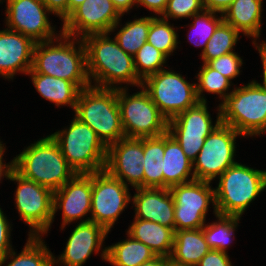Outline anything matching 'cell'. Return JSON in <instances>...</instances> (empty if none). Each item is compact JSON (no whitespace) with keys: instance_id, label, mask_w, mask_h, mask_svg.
<instances>
[{"instance_id":"1","label":"cell","mask_w":266,"mask_h":266,"mask_svg":"<svg viewBox=\"0 0 266 266\" xmlns=\"http://www.w3.org/2000/svg\"><path fill=\"white\" fill-rule=\"evenodd\" d=\"M110 35L90 34L82 38L91 86L109 89L142 86V80L136 74L134 57Z\"/></svg>"},{"instance_id":"2","label":"cell","mask_w":266,"mask_h":266,"mask_svg":"<svg viewBox=\"0 0 266 266\" xmlns=\"http://www.w3.org/2000/svg\"><path fill=\"white\" fill-rule=\"evenodd\" d=\"M31 69L73 82L80 90L91 86L82 38L61 33L53 40L36 42Z\"/></svg>"},{"instance_id":"3","label":"cell","mask_w":266,"mask_h":266,"mask_svg":"<svg viewBox=\"0 0 266 266\" xmlns=\"http://www.w3.org/2000/svg\"><path fill=\"white\" fill-rule=\"evenodd\" d=\"M11 167L22 177L52 192L76 174L50 134L26 145L22 152L11 159Z\"/></svg>"},{"instance_id":"4","label":"cell","mask_w":266,"mask_h":266,"mask_svg":"<svg viewBox=\"0 0 266 266\" xmlns=\"http://www.w3.org/2000/svg\"><path fill=\"white\" fill-rule=\"evenodd\" d=\"M235 86L221 103V123L229 125L244 139L266 134V87L256 79Z\"/></svg>"},{"instance_id":"5","label":"cell","mask_w":266,"mask_h":266,"mask_svg":"<svg viewBox=\"0 0 266 266\" xmlns=\"http://www.w3.org/2000/svg\"><path fill=\"white\" fill-rule=\"evenodd\" d=\"M214 188L219 215L243 217L251 203L266 191V169L236 162L217 178Z\"/></svg>"},{"instance_id":"6","label":"cell","mask_w":266,"mask_h":266,"mask_svg":"<svg viewBox=\"0 0 266 266\" xmlns=\"http://www.w3.org/2000/svg\"><path fill=\"white\" fill-rule=\"evenodd\" d=\"M73 113L94 130L106 147L125 137L117 89L90 86L80 90Z\"/></svg>"},{"instance_id":"7","label":"cell","mask_w":266,"mask_h":266,"mask_svg":"<svg viewBox=\"0 0 266 266\" xmlns=\"http://www.w3.org/2000/svg\"><path fill=\"white\" fill-rule=\"evenodd\" d=\"M50 135L75 173L89 174L105 169L107 147L90 126L74 115L68 126Z\"/></svg>"},{"instance_id":"8","label":"cell","mask_w":266,"mask_h":266,"mask_svg":"<svg viewBox=\"0 0 266 266\" xmlns=\"http://www.w3.org/2000/svg\"><path fill=\"white\" fill-rule=\"evenodd\" d=\"M5 179L17 183L13 203L20 220L29 227L27 236L47 237L53 221V192L22 177L12 167Z\"/></svg>"},{"instance_id":"9","label":"cell","mask_w":266,"mask_h":266,"mask_svg":"<svg viewBox=\"0 0 266 266\" xmlns=\"http://www.w3.org/2000/svg\"><path fill=\"white\" fill-rule=\"evenodd\" d=\"M130 94L129 88H117L121 124L128 138L156 137L165 134L168 120L161 114L148 92L142 87Z\"/></svg>"},{"instance_id":"10","label":"cell","mask_w":266,"mask_h":266,"mask_svg":"<svg viewBox=\"0 0 266 266\" xmlns=\"http://www.w3.org/2000/svg\"><path fill=\"white\" fill-rule=\"evenodd\" d=\"M177 72L168 66L142 81V87L168 121L199 102L195 82Z\"/></svg>"},{"instance_id":"11","label":"cell","mask_w":266,"mask_h":266,"mask_svg":"<svg viewBox=\"0 0 266 266\" xmlns=\"http://www.w3.org/2000/svg\"><path fill=\"white\" fill-rule=\"evenodd\" d=\"M237 138H244L234 128L221 123L205 139L193 161L195 180L213 182L237 161Z\"/></svg>"},{"instance_id":"12","label":"cell","mask_w":266,"mask_h":266,"mask_svg":"<svg viewBox=\"0 0 266 266\" xmlns=\"http://www.w3.org/2000/svg\"><path fill=\"white\" fill-rule=\"evenodd\" d=\"M212 184L213 182L193 180L169 188L175 204L174 231L202 228L206 224L209 208L213 209L212 214L216 217Z\"/></svg>"},{"instance_id":"13","label":"cell","mask_w":266,"mask_h":266,"mask_svg":"<svg viewBox=\"0 0 266 266\" xmlns=\"http://www.w3.org/2000/svg\"><path fill=\"white\" fill-rule=\"evenodd\" d=\"M130 188L105 169L93 172L90 221L102 225L110 233L131 204Z\"/></svg>"},{"instance_id":"14","label":"cell","mask_w":266,"mask_h":266,"mask_svg":"<svg viewBox=\"0 0 266 266\" xmlns=\"http://www.w3.org/2000/svg\"><path fill=\"white\" fill-rule=\"evenodd\" d=\"M5 2V27L32 38L35 42L50 41L57 38L61 28L49 19L52 13L42 0H0ZM58 32V33H57Z\"/></svg>"},{"instance_id":"15","label":"cell","mask_w":266,"mask_h":266,"mask_svg":"<svg viewBox=\"0 0 266 266\" xmlns=\"http://www.w3.org/2000/svg\"><path fill=\"white\" fill-rule=\"evenodd\" d=\"M109 232L93 221L78 222L72 229L64 251L53 255V266H83L92 255L107 260V245H104ZM106 246V247H105ZM101 251V252H100Z\"/></svg>"},{"instance_id":"16","label":"cell","mask_w":266,"mask_h":266,"mask_svg":"<svg viewBox=\"0 0 266 266\" xmlns=\"http://www.w3.org/2000/svg\"><path fill=\"white\" fill-rule=\"evenodd\" d=\"M91 196L92 173H76L61 188L53 192L52 224L59 211H62L60 231H64L66 226H70L69 224L90 221Z\"/></svg>"},{"instance_id":"17","label":"cell","mask_w":266,"mask_h":266,"mask_svg":"<svg viewBox=\"0 0 266 266\" xmlns=\"http://www.w3.org/2000/svg\"><path fill=\"white\" fill-rule=\"evenodd\" d=\"M121 17L110 0H86L61 23V31L76 38L109 33Z\"/></svg>"},{"instance_id":"18","label":"cell","mask_w":266,"mask_h":266,"mask_svg":"<svg viewBox=\"0 0 266 266\" xmlns=\"http://www.w3.org/2000/svg\"><path fill=\"white\" fill-rule=\"evenodd\" d=\"M143 138L124 137L107 147L105 170L126 186L143 188Z\"/></svg>"},{"instance_id":"19","label":"cell","mask_w":266,"mask_h":266,"mask_svg":"<svg viewBox=\"0 0 266 266\" xmlns=\"http://www.w3.org/2000/svg\"><path fill=\"white\" fill-rule=\"evenodd\" d=\"M36 42L19 32L3 28L0 30V77L14 80L19 74L27 75L32 67Z\"/></svg>"},{"instance_id":"20","label":"cell","mask_w":266,"mask_h":266,"mask_svg":"<svg viewBox=\"0 0 266 266\" xmlns=\"http://www.w3.org/2000/svg\"><path fill=\"white\" fill-rule=\"evenodd\" d=\"M131 195L134 218L156 222L174 230L175 204L168 188H136Z\"/></svg>"},{"instance_id":"21","label":"cell","mask_w":266,"mask_h":266,"mask_svg":"<svg viewBox=\"0 0 266 266\" xmlns=\"http://www.w3.org/2000/svg\"><path fill=\"white\" fill-rule=\"evenodd\" d=\"M264 0H235L222 14L223 20L251 41H259L262 33Z\"/></svg>"},{"instance_id":"22","label":"cell","mask_w":266,"mask_h":266,"mask_svg":"<svg viewBox=\"0 0 266 266\" xmlns=\"http://www.w3.org/2000/svg\"><path fill=\"white\" fill-rule=\"evenodd\" d=\"M163 188H171L195 180L193 161L190 160L168 133L164 134Z\"/></svg>"},{"instance_id":"23","label":"cell","mask_w":266,"mask_h":266,"mask_svg":"<svg viewBox=\"0 0 266 266\" xmlns=\"http://www.w3.org/2000/svg\"><path fill=\"white\" fill-rule=\"evenodd\" d=\"M26 76H29L40 97L51 104H55V108L67 106L75 111L80 89L73 82L35 73L32 69L28 71Z\"/></svg>"},{"instance_id":"24","label":"cell","mask_w":266,"mask_h":266,"mask_svg":"<svg viewBox=\"0 0 266 266\" xmlns=\"http://www.w3.org/2000/svg\"><path fill=\"white\" fill-rule=\"evenodd\" d=\"M210 250L203 227L178 230L174 233L173 249L169 258L175 266H196Z\"/></svg>"},{"instance_id":"25","label":"cell","mask_w":266,"mask_h":266,"mask_svg":"<svg viewBox=\"0 0 266 266\" xmlns=\"http://www.w3.org/2000/svg\"><path fill=\"white\" fill-rule=\"evenodd\" d=\"M125 231L132 238L149 247L156 256L170 257L175 233L172 228L156 222L133 218L132 223Z\"/></svg>"},{"instance_id":"26","label":"cell","mask_w":266,"mask_h":266,"mask_svg":"<svg viewBox=\"0 0 266 266\" xmlns=\"http://www.w3.org/2000/svg\"><path fill=\"white\" fill-rule=\"evenodd\" d=\"M208 109V102H198L195 106L170 119L167 132L210 134L221 124L220 107L218 104L215 108V110L217 109L215 121Z\"/></svg>"},{"instance_id":"27","label":"cell","mask_w":266,"mask_h":266,"mask_svg":"<svg viewBox=\"0 0 266 266\" xmlns=\"http://www.w3.org/2000/svg\"><path fill=\"white\" fill-rule=\"evenodd\" d=\"M133 17V20H127L124 25L122 24L121 17V19L111 28L109 32L110 34L114 35L113 38L117 41L118 45L126 53L132 56H134L137 51L145 44V42H147L151 21L156 16H140L139 18L137 17V15H135Z\"/></svg>"},{"instance_id":"28","label":"cell","mask_w":266,"mask_h":266,"mask_svg":"<svg viewBox=\"0 0 266 266\" xmlns=\"http://www.w3.org/2000/svg\"><path fill=\"white\" fill-rule=\"evenodd\" d=\"M125 234V239L107 246L106 263L112 266H140L156 257L144 243Z\"/></svg>"},{"instance_id":"29","label":"cell","mask_w":266,"mask_h":266,"mask_svg":"<svg viewBox=\"0 0 266 266\" xmlns=\"http://www.w3.org/2000/svg\"><path fill=\"white\" fill-rule=\"evenodd\" d=\"M45 237L28 236L20 253L12 249L0 258V266H53V253Z\"/></svg>"},{"instance_id":"30","label":"cell","mask_w":266,"mask_h":266,"mask_svg":"<svg viewBox=\"0 0 266 266\" xmlns=\"http://www.w3.org/2000/svg\"><path fill=\"white\" fill-rule=\"evenodd\" d=\"M143 188H163L164 134L143 138Z\"/></svg>"},{"instance_id":"31","label":"cell","mask_w":266,"mask_h":266,"mask_svg":"<svg viewBox=\"0 0 266 266\" xmlns=\"http://www.w3.org/2000/svg\"><path fill=\"white\" fill-rule=\"evenodd\" d=\"M198 73L195 75L196 95L199 102H207L206 94L217 95L221 103L228 95L232 93L235 85L227 77L223 76L217 70L211 68L207 63H201Z\"/></svg>"},{"instance_id":"32","label":"cell","mask_w":266,"mask_h":266,"mask_svg":"<svg viewBox=\"0 0 266 266\" xmlns=\"http://www.w3.org/2000/svg\"><path fill=\"white\" fill-rule=\"evenodd\" d=\"M240 220V217L217 214L214 222H206L203 234L210 248L228 253L235 239V232L240 226Z\"/></svg>"},{"instance_id":"33","label":"cell","mask_w":266,"mask_h":266,"mask_svg":"<svg viewBox=\"0 0 266 266\" xmlns=\"http://www.w3.org/2000/svg\"><path fill=\"white\" fill-rule=\"evenodd\" d=\"M242 36L233 26L224 20L217 26L209 39L203 53L199 54L201 62L210 60L234 52Z\"/></svg>"},{"instance_id":"34","label":"cell","mask_w":266,"mask_h":266,"mask_svg":"<svg viewBox=\"0 0 266 266\" xmlns=\"http://www.w3.org/2000/svg\"><path fill=\"white\" fill-rule=\"evenodd\" d=\"M191 19L192 22L185 25L186 28L189 27L186 35L187 42L196 48H202L201 53H203L217 26L223 21V14L204 9L202 12L194 14Z\"/></svg>"},{"instance_id":"35","label":"cell","mask_w":266,"mask_h":266,"mask_svg":"<svg viewBox=\"0 0 266 266\" xmlns=\"http://www.w3.org/2000/svg\"><path fill=\"white\" fill-rule=\"evenodd\" d=\"M171 21L165 20L160 16L155 17L151 21L148 32L147 42L164 53L168 58L173 56L176 49L179 48L181 41L179 40L178 29L184 28L174 26Z\"/></svg>"},{"instance_id":"36","label":"cell","mask_w":266,"mask_h":266,"mask_svg":"<svg viewBox=\"0 0 266 266\" xmlns=\"http://www.w3.org/2000/svg\"><path fill=\"white\" fill-rule=\"evenodd\" d=\"M133 57L136 74L142 81L168 66L169 58L149 42H145Z\"/></svg>"},{"instance_id":"37","label":"cell","mask_w":266,"mask_h":266,"mask_svg":"<svg viewBox=\"0 0 266 266\" xmlns=\"http://www.w3.org/2000/svg\"><path fill=\"white\" fill-rule=\"evenodd\" d=\"M204 10L202 0H168L163 14L160 16L165 20L190 19L194 14Z\"/></svg>"},{"instance_id":"38","label":"cell","mask_w":266,"mask_h":266,"mask_svg":"<svg viewBox=\"0 0 266 266\" xmlns=\"http://www.w3.org/2000/svg\"><path fill=\"white\" fill-rule=\"evenodd\" d=\"M207 64L221 73L223 76L227 77L232 83V80L237 79L241 74L243 64L242 56L238 55V52L234 51L232 53L220 56L216 59L210 60Z\"/></svg>"},{"instance_id":"39","label":"cell","mask_w":266,"mask_h":266,"mask_svg":"<svg viewBox=\"0 0 266 266\" xmlns=\"http://www.w3.org/2000/svg\"><path fill=\"white\" fill-rule=\"evenodd\" d=\"M180 145L185 155L192 161L200 152L209 134H194L186 132H168Z\"/></svg>"},{"instance_id":"40","label":"cell","mask_w":266,"mask_h":266,"mask_svg":"<svg viewBox=\"0 0 266 266\" xmlns=\"http://www.w3.org/2000/svg\"><path fill=\"white\" fill-rule=\"evenodd\" d=\"M12 226V222L0 207V258L4 257L15 248L11 241Z\"/></svg>"},{"instance_id":"41","label":"cell","mask_w":266,"mask_h":266,"mask_svg":"<svg viewBox=\"0 0 266 266\" xmlns=\"http://www.w3.org/2000/svg\"><path fill=\"white\" fill-rule=\"evenodd\" d=\"M229 253L211 249L196 266H234Z\"/></svg>"},{"instance_id":"42","label":"cell","mask_w":266,"mask_h":266,"mask_svg":"<svg viewBox=\"0 0 266 266\" xmlns=\"http://www.w3.org/2000/svg\"><path fill=\"white\" fill-rule=\"evenodd\" d=\"M47 9L62 21L68 17V0H42Z\"/></svg>"},{"instance_id":"43","label":"cell","mask_w":266,"mask_h":266,"mask_svg":"<svg viewBox=\"0 0 266 266\" xmlns=\"http://www.w3.org/2000/svg\"><path fill=\"white\" fill-rule=\"evenodd\" d=\"M168 0H137L136 9L138 7H144L150 11L151 16H161L166 9ZM153 12V14H152ZM155 13V14H154Z\"/></svg>"},{"instance_id":"44","label":"cell","mask_w":266,"mask_h":266,"mask_svg":"<svg viewBox=\"0 0 266 266\" xmlns=\"http://www.w3.org/2000/svg\"><path fill=\"white\" fill-rule=\"evenodd\" d=\"M252 46L254 47L255 50L259 53L261 63H262V80L259 81L261 82V85H264L266 87V40H259V41H254L252 42ZM263 81V82H262Z\"/></svg>"},{"instance_id":"45","label":"cell","mask_w":266,"mask_h":266,"mask_svg":"<svg viewBox=\"0 0 266 266\" xmlns=\"http://www.w3.org/2000/svg\"><path fill=\"white\" fill-rule=\"evenodd\" d=\"M235 0H202L205 10L223 13Z\"/></svg>"},{"instance_id":"46","label":"cell","mask_w":266,"mask_h":266,"mask_svg":"<svg viewBox=\"0 0 266 266\" xmlns=\"http://www.w3.org/2000/svg\"><path fill=\"white\" fill-rule=\"evenodd\" d=\"M118 12L124 16L130 15L132 9L136 8L137 0H110ZM130 12V13H129Z\"/></svg>"},{"instance_id":"47","label":"cell","mask_w":266,"mask_h":266,"mask_svg":"<svg viewBox=\"0 0 266 266\" xmlns=\"http://www.w3.org/2000/svg\"><path fill=\"white\" fill-rule=\"evenodd\" d=\"M171 261L169 257L156 256L152 260L143 263L140 266H170Z\"/></svg>"},{"instance_id":"48","label":"cell","mask_w":266,"mask_h":266,"mask_svg":"<svg viewBox=\"0 0 266 266\" xmlns=\"http://www.w3.org/2000/svg\"><path fill=\"white\" fill-rule=\"evenodd\" d=\"M6 150H7L6 143L4 144L0 138V169H10L11 168V161H9L8 163L5 162L6 158H4V156H5Z\"/></svg>"},{"instance_id":"49","label":"cell","mask_w":266,"mask_h":266,"mask_svg":"<svg viewBox=\"0 0 266 266\" xmlns=\"http://www.w3.org/2000/svg\"><path fill=\"white\" fill-rule=\"evenodd\" d=\"M84 1L86 0H68V16L75 8L81 5Z\"/></svg>"},{"instance_id":"50","label":"cell","mask_w":266,"mask_h":266,"mask_svg":"<svg viewBox=\"0 0 266 266\" xmlns=\"http://www.w3.org/2000/svg\"><path fill=\"white\" fill-rule=\"evenodd\" d=\"M9 169H0V183L6 178Z\"/></svg>"}]
</instances>
